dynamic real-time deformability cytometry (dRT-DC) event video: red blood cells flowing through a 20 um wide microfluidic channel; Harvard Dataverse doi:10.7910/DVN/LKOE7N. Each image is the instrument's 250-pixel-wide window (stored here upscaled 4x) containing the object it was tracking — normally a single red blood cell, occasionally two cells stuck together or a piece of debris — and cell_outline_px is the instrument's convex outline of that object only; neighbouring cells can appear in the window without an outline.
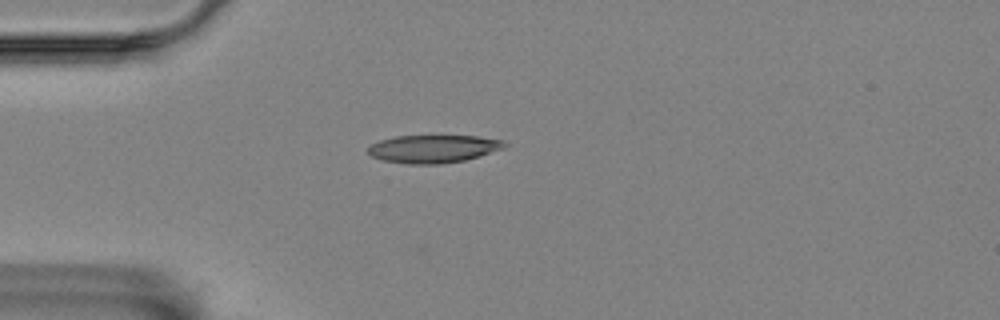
{"species": "Egyptian fruit bat (a non-hibernating species)", "species_latin": "Rousettus aegyptiacus", "temperature_condition": "room temperature", "stored_images_in_passage": 42, "camera_frame_rate_fps": 3000, "um_per_image_px": 0.085, "animal": {"sex": "female"}, "frame": {"image": 1, "passage_image": 1, "time_ms": 0.0, "image_size_px": [1000, 320], "cell_outline_px": [[508, 144], [504, 148], [480, 156], [464, 160], [440, 164], [408, 164], [384, 160], [372, 156], [368, 152], [368, 148], [372, 144], [380, 140], [396, 136], [476, 136], [504, 140]], "centroid_in_image_um": [36.86, 12.65], "position_along_channel_um": 48.1, "area_um2": 22.08}}
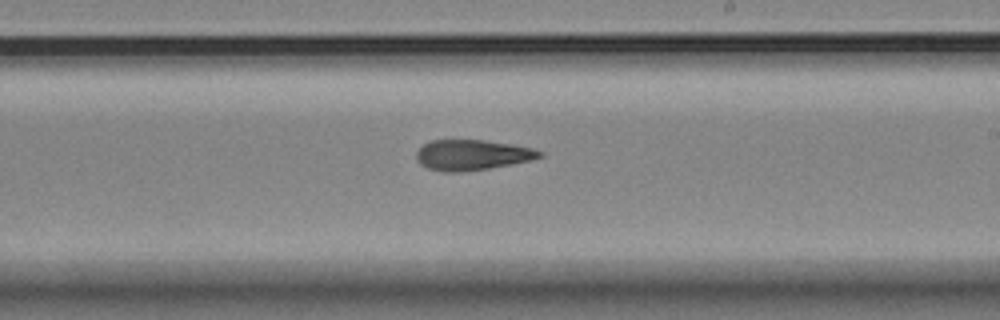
{"frame": {"image": 2, "passage_image": 19, "time_ms": 6.0, "image_size_px": [1000, 320], "cell_outline_px": [[544, 156], [532, 160], [512, 164], [464, 172], [444, 172], [428, 168], [420, 164], [416, 160], [416, 152], [424, 144], [432, 140], [484, 140], [512, 144], [532, 148], [544, 152]], "centroid_in_image_um": [40.15, 13.17], "position_along_channel_um": 248.9, "area_um2": 21.96}}
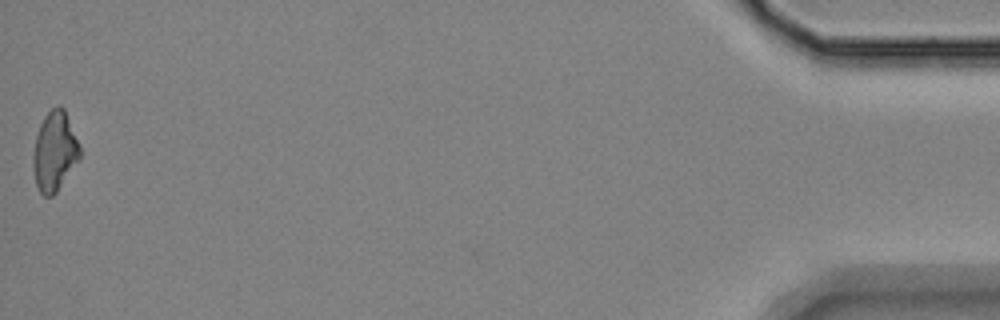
{"frame": {"image": 3, "passage_image": 42, "time_ms": 13.667, "image_size_px": [1000, 320], "cell_outline_px": [[80, 160], [56, 192], [52, 196], [44, 196], [40, 192], [36, 184], [32, 168], [32, 156], [36, 136], [40, 124], [44, 116], [56, 104], [60, 104], [64, 108], [80, 148]], "centroid_in_image_um": [4.63, 12.87], "position_along_channel_um": 430.6, "area_um2": 21.73}, "authors_computed_cell_mechanics": {"area_um2": 21.8195, "velocity_mm_per_s": 3.5615, "shape_relaxation_time_tau1_ms": null, "shape_relaxation_time_tau2_ms": 7.9644, "deformation_change_tau1": null, "deformation_change_tau2": 0.1989}}